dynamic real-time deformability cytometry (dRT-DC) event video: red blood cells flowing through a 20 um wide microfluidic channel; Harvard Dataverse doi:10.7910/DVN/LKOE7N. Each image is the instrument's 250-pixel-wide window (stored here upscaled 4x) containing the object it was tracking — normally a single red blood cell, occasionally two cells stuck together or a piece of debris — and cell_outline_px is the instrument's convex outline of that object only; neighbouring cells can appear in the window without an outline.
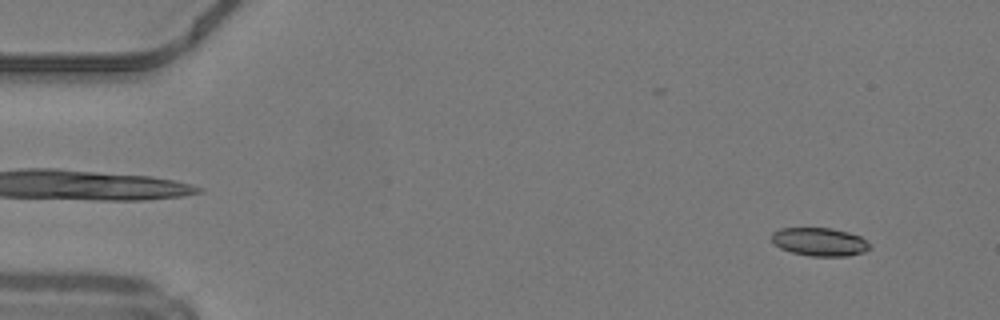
{"species": "common noctule bat (a hibernating species)", "species_latin": "Nyctalus noctula", "temperature_condition": "warm", "stored_images_in_passage": 50, "camera_frame_rate_fps": 3000, "um_per_image_px": 0.085, "animal": {"sex": "male", "body_mass_g": 19.2, "forearm_length_mm": 51.8}, "frame": {"image": 1, "passage_image": 5, "time_ms": 1.333, "image_size_px": [1000, 320], "cell_outline_px": [[872, 248], [864, 252], [848, 256], [808, 256], [792, 252], [780, 248], [772, 240], [772, 232], [780, 228], [832, 228], [848, 232], [860, 236], [872, 244]], "centroid_in_image_um": [69.71, 20.56], "position_along_channel_um": 15.3, "area_um2": 16.3}}
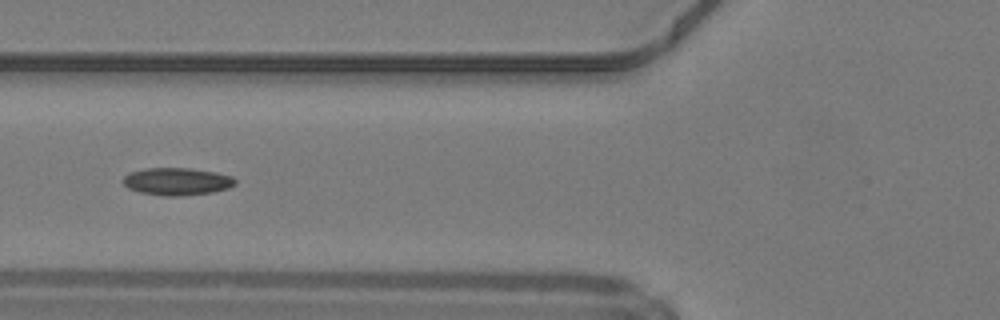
{"frame": {"image": 2, "passage_image": 20, "time_ms": 6.333, "image_size_px": [1000, 320], "cell_outline_px": [[236, 184], [228, 188], [212, 192], [184, 196], [164, 196], [140, 192], [128, 188], [124, 184], [124, 176], [128, 172], [144, 168], [188, 168], [216, 172], [232, 176], [236, 180]], "centroid_in_image_um": [15.05, 15.42], "position_along_channel_um": 110.8, "area_um2": 18.03}}
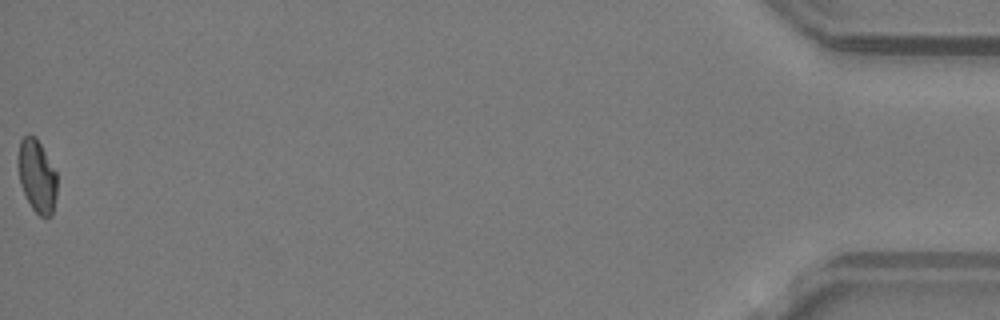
{"frame": {"image": 3, "passage_image": 50, "time_ms": 16.333, "image_size_px": [1000, 320], "cell_outline_px": [[56, 196], [52, 216], [40, 216], [32, 208], [20, 184], [16, 164], [16, 160], [20, 140], [28, 132], [36, 136], [56, 172]], "centroid_in_image_um": [3.1, 14.91], "position_along_channel_um": 432.1, "area_um2": 16.76}, "authors_computed_cell_mechanics": {"area_um2": 17.1377, "velocity_mm_per_s": 4.2366, "shape_relaxation_time_tau1_ms": null, "shape_relaxation_time_tau2_ms": 3.7569, "deformation_change_tau1": null, "deformation_change_tau2": 0.0797}}